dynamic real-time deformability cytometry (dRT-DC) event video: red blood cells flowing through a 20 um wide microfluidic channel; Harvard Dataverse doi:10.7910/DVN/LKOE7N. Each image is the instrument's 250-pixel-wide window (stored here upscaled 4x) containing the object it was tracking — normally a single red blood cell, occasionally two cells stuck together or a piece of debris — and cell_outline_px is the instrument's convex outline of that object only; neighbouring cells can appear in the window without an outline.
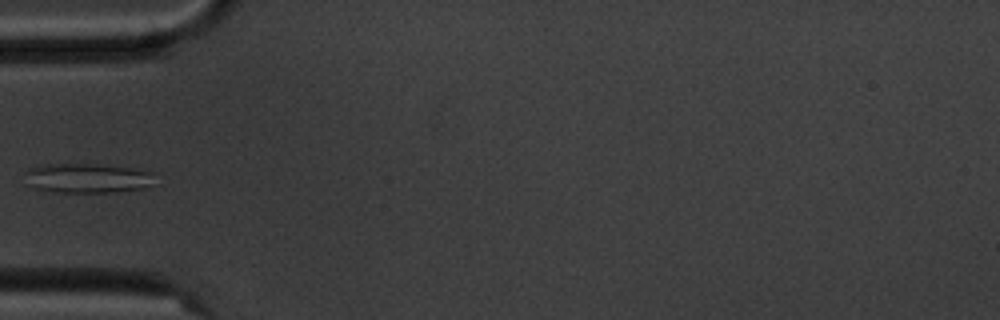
{"species": "common noctule bat (a hibernating species)", "species_latin": "Nyctalus noctula", "temperature_condition": "cold", "stored_images_in_passage": 3, "camera_frame_rate_fps": 3000, "um_per_image_px": 0.085, "animal": {"sex": "male", "body_mass_g": 20.1, "forearm_length_mm": 53.5}, "frame": {"image": 1, "passage_image": 3, "time_ms": 2.333, "image_size_px": [1000, 320], "cell_outline_px": [[156, 184], [140, 188], [116, 192], [52, 192], [36, 188], [32, 184], [24, 172], [28, 168], [44, 164], [100, 164], [132, 168], [152, 172]], "centroid_in_image_um": [7.47, 15.13], "position_along_channel_um": 77.5, "area_um2": 22.31}}